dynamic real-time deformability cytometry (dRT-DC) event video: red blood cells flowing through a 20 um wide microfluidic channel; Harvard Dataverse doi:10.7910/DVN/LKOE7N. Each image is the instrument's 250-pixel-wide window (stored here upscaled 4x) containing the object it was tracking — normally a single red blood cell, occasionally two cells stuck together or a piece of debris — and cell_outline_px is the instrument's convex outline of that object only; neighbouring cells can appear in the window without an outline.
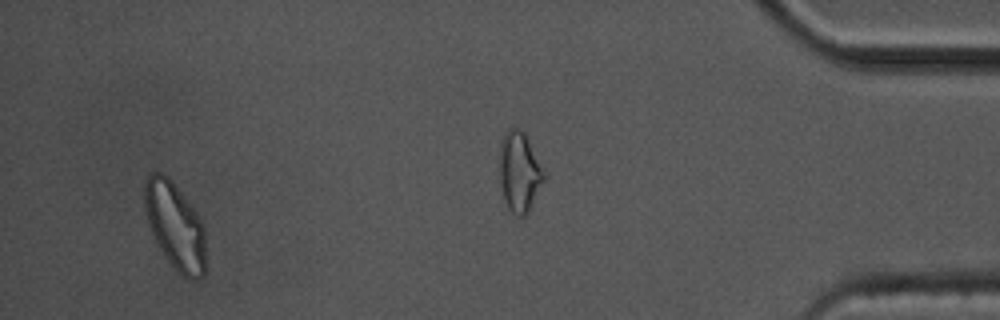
{"species": "common noctule bat (a hibernating species)", "species_latin": "Nyctalus noctula", "temperature_condition": "cold", "stored_images_in_passage": 36, "segment_of_instrument_passage": [2, 2], "camera_frame_rate_fps": 3000, "um_per_image_px": 0.085, "animal": {"sex": "male", "body_mass_g": 17.5, "forearm_length_mm": 52.3}, "frame": {"image": 1, "passage_image": 33, "time_ms": 10.667, "image_size_px": [1000, 320], "cell_outline_px": [[204, 276], [196, 280], [188, 280], [176, 272], [164, 256], [156, 244], [148, 224], [144, 208], [144, 180], [152, 172], [160, 172], [168, 176], [172, 180], [200, 216], [204, 224]], "centroid_in_image_um": [14.86, 19.2], "position_along_channel_um": 420.3, "area_um2": 31.56}}